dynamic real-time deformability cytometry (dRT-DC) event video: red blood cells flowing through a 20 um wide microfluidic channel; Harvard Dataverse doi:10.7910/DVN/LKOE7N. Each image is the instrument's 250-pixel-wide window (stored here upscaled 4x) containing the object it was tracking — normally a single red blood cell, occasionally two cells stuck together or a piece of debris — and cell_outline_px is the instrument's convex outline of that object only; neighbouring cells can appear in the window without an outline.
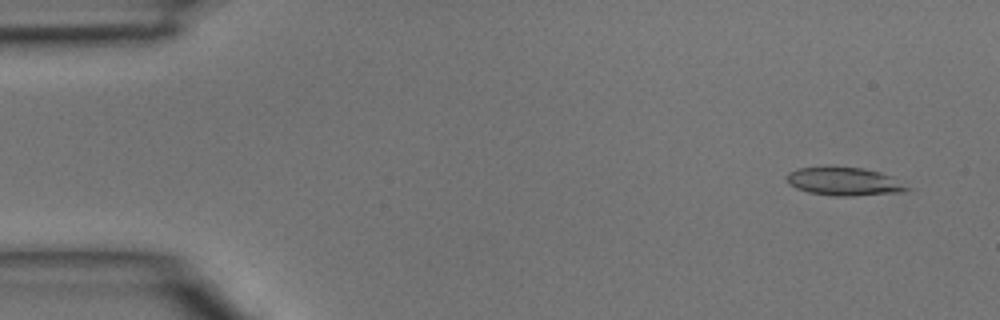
{"species": "common noctule bat (a hibernating species)", "species_latin": "Nyctalus noctula", "temperature_condition": "room temperature", "stored_images_in_passage": 46, "camera_frame_rate_fps": 3000, "um_per_image_px": 0.085, "animal": {"sex": "male", "body_mass_g": 15.6}, "frame": {"image": 1, "passage_image": 3, "time_ms": 0.667, "image_size_px": [1000, 320], "cell_outline_px": [[908, 188], [904, 192], [852, 196], [836, 196], [808, 192], [796, 188], [788, 184], [784, 176], [788, 172], [800, 168], [824, 164], [864, 168], [880, 172], [892, 176]], "centroid_in_image_um": [71.66, 15.38], "position_along_channel_um": 13.3, "area_um2": 20.4}}
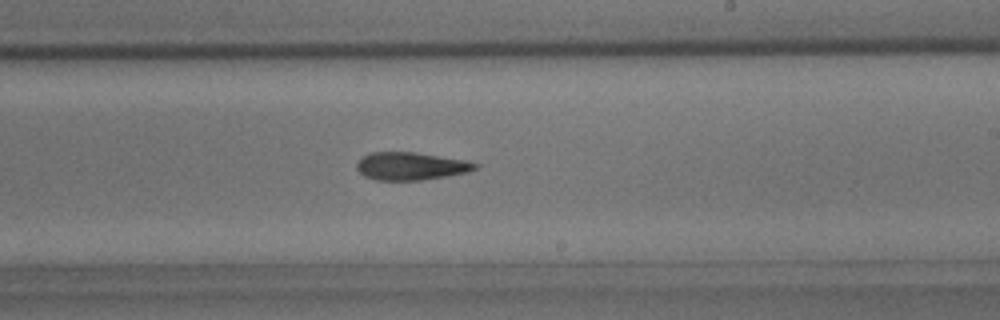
{"frame": {"image": 2, "passage_image": 27, "time_ms": 8.667, "image_size_px": [1000, 320], "cell_outline_px": [[480, 164], [476, 168], [468, 172], [448, 176], [420, 180], [376, 180], [364, 176], [356, 168], [356, 164], [364, 156], [372, 152], [416, 152], [464, 160]], "centroid_in_image_um": [34.93, 14.12], "position_along_channel_um": 254.1, "area_um2": 19.07}}
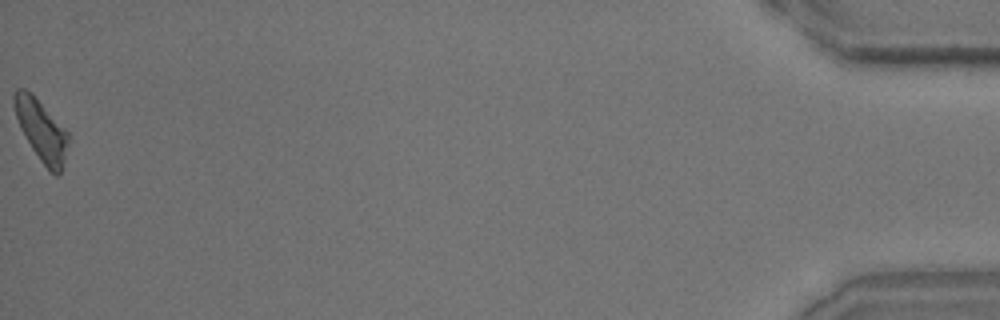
{"frame": {"image": 3, "passage_image": 46, "time_ms": 15.0, "image_size_px": [1000, 320], "cell_outline_px": [[68, 140], [60, 172], [56, 176], [40, 160], [32, 148], [20, 128], [16, 116], [12, 100], [12, 96], [16, 88], [24, 88], [32, 92], [68, 132]], "centroid_in_image_um": [3.47, 10.99], "position_along_channel_um": 431.7, "area_um2": 18.9}}